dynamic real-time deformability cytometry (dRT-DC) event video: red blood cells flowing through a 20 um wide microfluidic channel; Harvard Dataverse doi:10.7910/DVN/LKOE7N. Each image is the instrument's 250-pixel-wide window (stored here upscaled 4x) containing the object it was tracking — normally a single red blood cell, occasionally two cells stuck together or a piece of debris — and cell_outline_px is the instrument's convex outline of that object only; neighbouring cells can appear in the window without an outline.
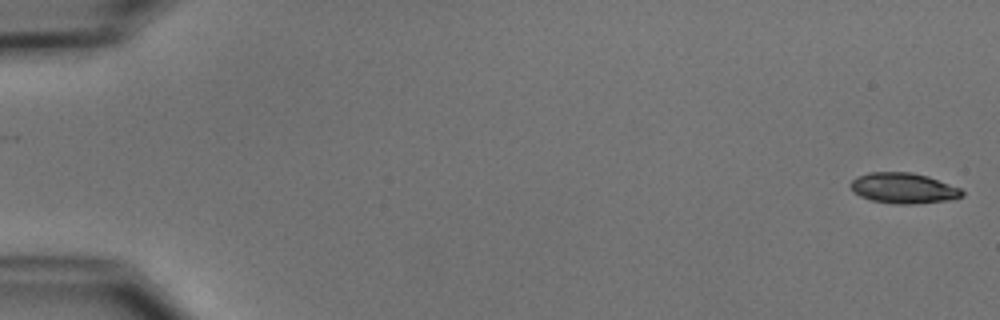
{"species": "common noctule bat (a hibernating species)", "species_latin": "Nyctalus noctula", "temperature_condition": "cold", "stored_images_in_passage": 18, "camera_frame_rate_fps": 3000, "um_per_image_px": 0.085, "animal": {"sex": "male", "body_mass_g": 15.6}, "frame": {"image": 1, "passage_image": 1, "time_ms": 0.0, "image_size_px": [1000, 320], "cell_outline_px": [[964, 196], [944, 200], [912, 204], [896, 204], [872, 200], [860, 196], [848, 184], [856, 176], [868, 172], [912, 172], [928, 176], [960, 188], [964, 192]], "centroid_in_image_um": [76.77, 15.98], "position_along_channel_um": 8.2, "area_um2": 19.71}}
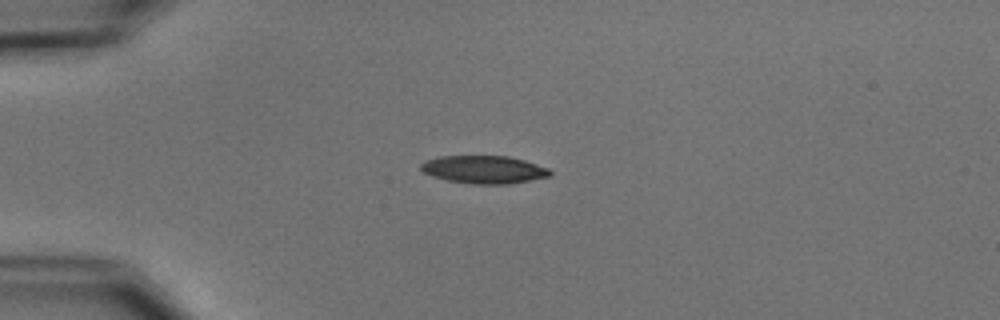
{"frame": {"image": 2, "passage_image": 14, "time_ms": 4.333, "image_size_px": [1000, 320], "cell_outline_px": [[552, 176], [508, 184], [472, 184], [448, 180], [432, 176], [424, 172], [420, 168], [420, 164], [424, 160], [440, 156], [508, 156], [524, 160], [548, 168], [552, 172]], "centroid_in_image_um": [41.13, 14.41], "position_along_channel_um": 43.9, "area_um2": 20.98}}